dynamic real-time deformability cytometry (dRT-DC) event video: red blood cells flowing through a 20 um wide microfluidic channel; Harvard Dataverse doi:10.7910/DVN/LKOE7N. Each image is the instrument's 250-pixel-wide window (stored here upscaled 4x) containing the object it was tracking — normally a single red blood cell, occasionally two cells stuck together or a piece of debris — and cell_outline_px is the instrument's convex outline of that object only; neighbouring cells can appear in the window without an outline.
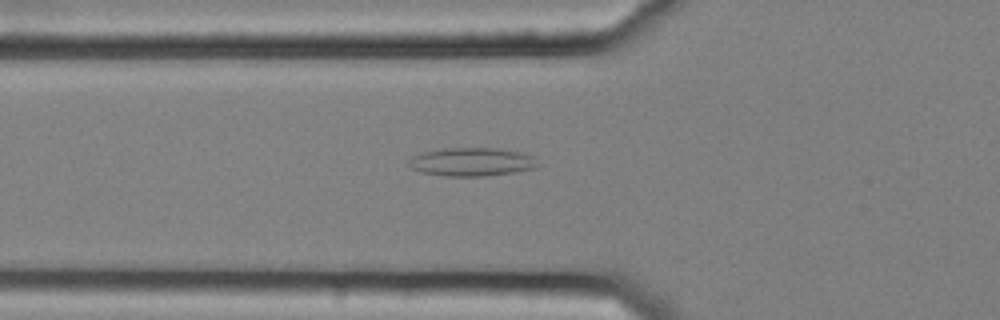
{"species": "common noctule bat (a hibernating species)", "species_latin": "Nyctalus noctula", "temperature_condition": "cold", "stored_images_in_passage": 39, "camera_frame_rate_fps": 3000, "um_per_image_px": 0.085, "animal": {"sex": "female", "body_mass_g": 25.1}, "frame": {"image": 1, "passage_image": 3, "time_ms": 0.667, "image_size_px": [1000, 320], "cell_outline_px": [[540, 164], [536, 168], [512, 172], [484, 176], [444, 176], [420, 172], [412, 168], [408, 164], [408, 160], [412, 156], [420, 152], [444, 148], [500, 148], [524, 152], [536, 156]], "centroid_in_image_um": [40.13, 13.75], "position_along_channel_um": 85.7, "area_um2": 21.79}}
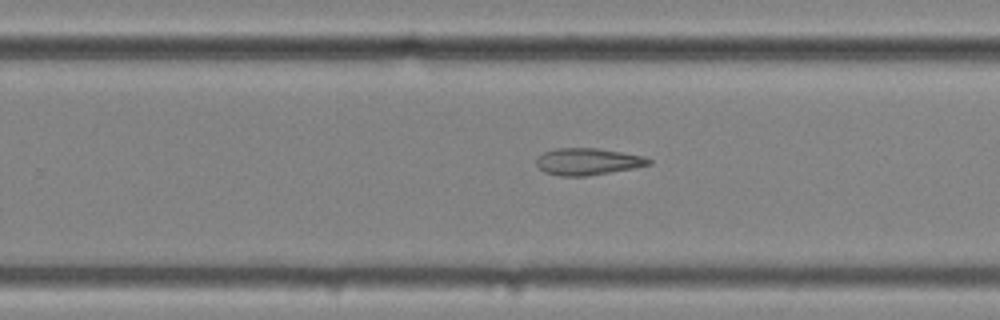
{"frame": {"image": 2, "passage_image": 19, "time_ms": 6.0, "image_size_px": [1000, 320], "cell_outline_px": [[652, 164], [632, 168], [588, 176], [560, 176], [544, 172], [536, 164], [536, 160], [544, 152], [556, 148], [596, 148], [644, 156], [652, 160]], "centroid_in_image_um": [49.96, 13.74], "position_along_channel_um": 279.8, "area_um2": 17.46}}
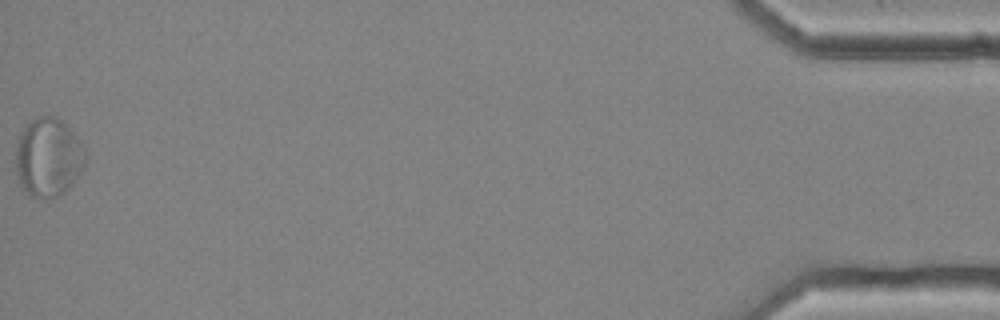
{"frame": {"image": 3, "passage_image": 39, "time_ms": 12.667, "image_size_px": [1000, 320], "cell_outline_px": [[88, 156], [80, 172], [72, 184], [60, 196], [40, 200], [36, 200], [28, 196], [20, 184], [16, 172], [16, 148], [20, 132], [32, 120], [40, 116], [52, 116], [68, 124], [84, 148]], "centroid_in_image_um": [4.1, 13.41], "position_along_channel_um": 431.1, "area_um2": 32.37}}